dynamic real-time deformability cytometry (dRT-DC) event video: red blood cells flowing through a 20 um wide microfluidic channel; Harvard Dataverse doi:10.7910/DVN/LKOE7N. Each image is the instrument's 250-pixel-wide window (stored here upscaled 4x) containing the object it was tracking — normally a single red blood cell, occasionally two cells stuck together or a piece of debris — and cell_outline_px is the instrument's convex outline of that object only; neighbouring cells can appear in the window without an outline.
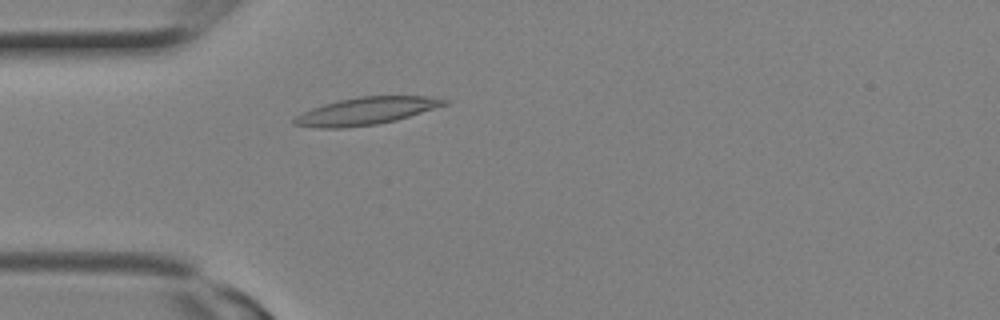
{"species": "Egyptian fruit bat (a non-hibernating species)", "species_latin": "Rousettus aegyptiacus", "temperature_condition": "room temperature", "stored_images_in_passage": 23, "camera_frame_rate_fps": 3000, "um_per_image_px": 0.085, "animal": {"sex": "female"}, "frame": {"image": 1, "passage_image": 6, "time_ms": 1.667, "image_size_px": [1000, 320], "cell_outline_px": [[448, 104], [396, 120], [376, 124], [344, 128], [316, 128], [292, 124], [292, 120], [296, 116], [312, 108], [324, 104], [340, 100], [360, 96], [424, 96], [448, 100]], "centroid_in_image_um": [31.09, 9.44], "position_along_channel_um": 53.9, "area_um2": 23.7}}
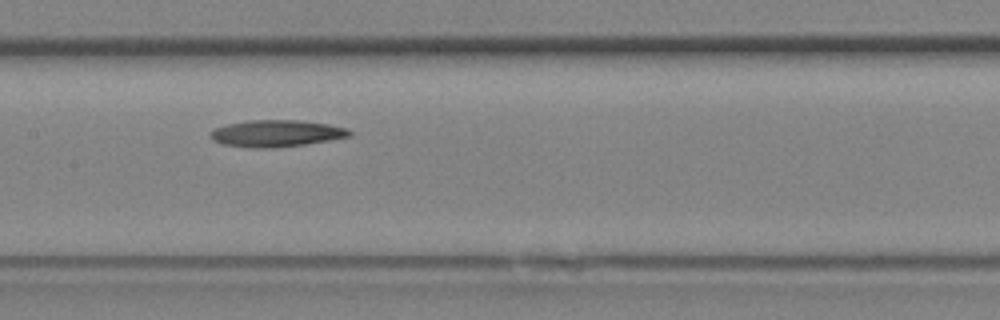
{"frame": {"image": 2, "passage_image": 11, "time_ms": 3.333, "image_size_px": [1000, 320], "cell_outline_px": [[352, 136], [304, 144], [272, 148], [252, 148], [224, 144], [212, 140], [208, 136], [216, 128], [228, 124], [248, 120], [300, 120], [328, 124], [348, 128], [352, 132]], "centroid_in_image_um": [23.51, 11.33], "position_along_channel_um": 183.9, "area_um2": 21.62}}
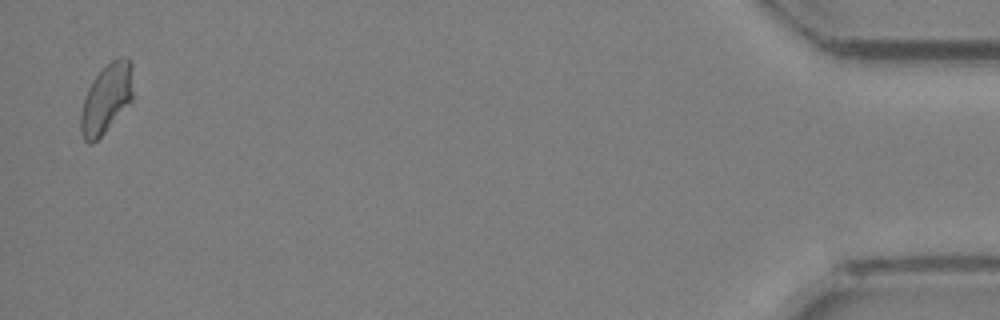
{"frame": {"image": 3, "passage_image": 23, "time_ms": 7.333, "image_size_px": [1000, 320], "cell_outline_px": [[132, 100], [104, 132], [92, 144], [88, 144], [84, 140], [80, 132], [80, 112], [88, 88], [92, 80], [116, 56], [128, 56], [132, 60]], "centroid_in_image_um": [9.04, 8.35], "position_along_channel_um": 426.2, "area_um2": 21.1}}